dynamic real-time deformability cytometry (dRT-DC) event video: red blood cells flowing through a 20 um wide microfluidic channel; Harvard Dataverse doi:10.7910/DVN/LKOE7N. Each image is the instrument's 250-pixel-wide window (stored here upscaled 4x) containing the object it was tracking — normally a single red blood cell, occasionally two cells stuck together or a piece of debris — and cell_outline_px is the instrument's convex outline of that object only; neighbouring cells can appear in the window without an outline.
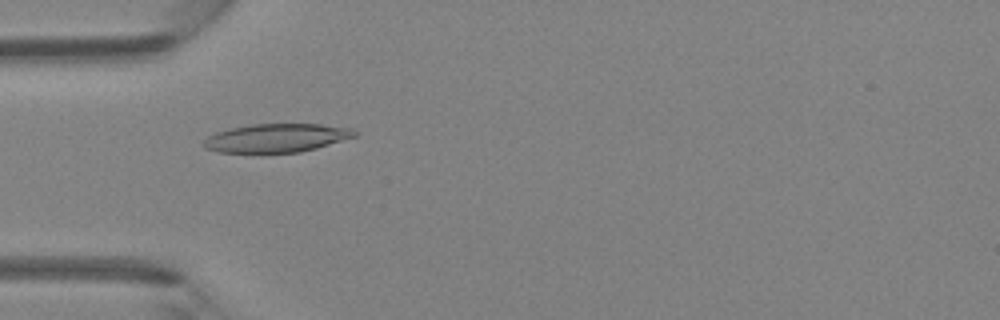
{"species": "Egyptian fruit bat (a non-hibernating species)", "species_latin": "Rousettus aegyptiacus", "temperature_condition": "room temperature", "stored_images_in_passage": 43, "camera_frame_rate_fps": 3000, "um_per_image_px": 0.085, "animal": {"sex": "female"}, "frame": {"image": 1, "passage_image": 12, "time_ms": 3.667, "image_size_px": [1000, 320], "cell_outline_px": [[360, 136], [316, 148], [300, 152], [220, 152], [204, 148], [204, 140], [208, 136], [216, 132], [232, 128], [252, 124], [320, 124], [352, 128], [360, 132]], "centroid_in_image_um": [23.6, 11.72], "position_along_channel_um": 61.4, "area_um2": 25.14}}
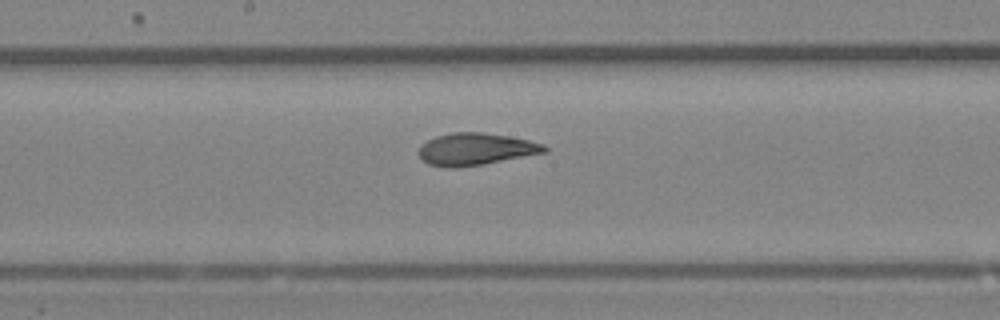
{"frame": {"image": 2, "passage_image": 22, "time_ms": 7.0, "image_size_px": [1000, 320], "cell_outline_px": [[548, 152], [484, 164], [456, 168], [448, 168], [428, 164], [420, 160], [416, 152], [428, 140], [436, 136], [452, 132], [484, 132], [508, 136], [528, 140], [544, 144], [548, 148]], "centroid_in_image_um": [40.42, 12.68], "position_along_channel_um": 207.8, "area_um2": 23.76}}
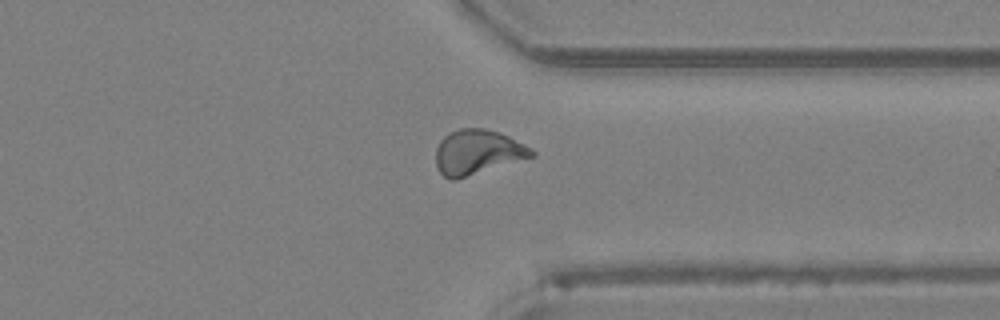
{"frame": {"image": 3, "passage_image": 33, "time_ms": 10.667, "image_size_px": [1000, 320], "cell_outline_px": [[536, 156], [456, 180], [448, 180], [436, 168], [436, 148], [440, 140], [448, 132], [460, 128], [484, 128], [508, 136], [532, 148], [536, 152]], "centroid_in_image_um": [40.58, 12.95], "position_along_channel_um": 370.8, "area_um2": 25.26}}